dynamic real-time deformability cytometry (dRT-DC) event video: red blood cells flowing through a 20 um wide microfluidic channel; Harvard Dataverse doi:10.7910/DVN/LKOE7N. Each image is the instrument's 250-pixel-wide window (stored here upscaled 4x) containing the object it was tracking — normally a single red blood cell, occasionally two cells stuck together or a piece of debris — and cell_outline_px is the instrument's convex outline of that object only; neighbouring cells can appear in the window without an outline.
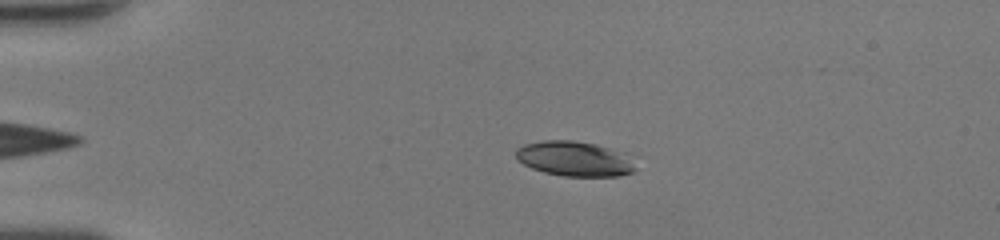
{"species": "human", "species_latin": "Homo sapiens", "temperature_condition": "room temperature", "stored_images_in_passage": 41, "camera_frame_rate_fps": 3000, "um_per_image_px": 0.085, "donor": {"sex": "female"}, "frame": {"image": 1, "passage_image": 9, "time_ms": 2.667, "image_size_px": [1000, 240], "cell_outline_px": [[636, 168], [632, 172], [620, 176], [564, 176], [544, 172], [532, 168], [516, 160], [516, 148], [524, 144], [544, 140], [572, 140], [596, 144], [632, 152]], "centroid_in_image_um": [48.93, 13.48], "position_along_channel_um": 36.1, "area_um2": 25.03}}
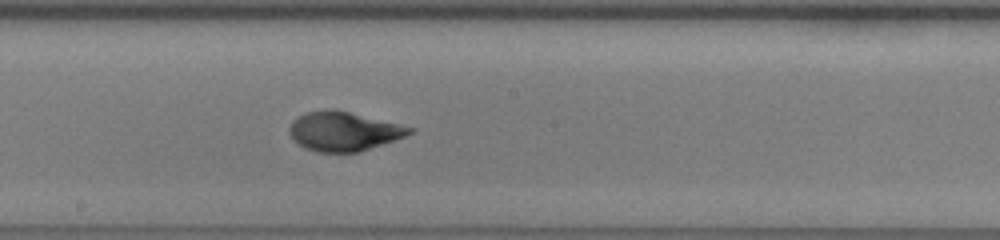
{"frame": {"image": 2, "passage_image": 26, "time_ms": 8.333, "image_size_px": [1000, 240], "cell_outline_px": [[416, 128], [412, 132], [404, 136], [360, 152], [316, 152], [300, 144], [288, 132], [288, 128], [292, 120], [308, 112], [328, 108], [332, 108]], "centroid_in_image_um": [29.2, 11.15], "position_along_channel_um": 219.0, "area_um2": 27.05}}
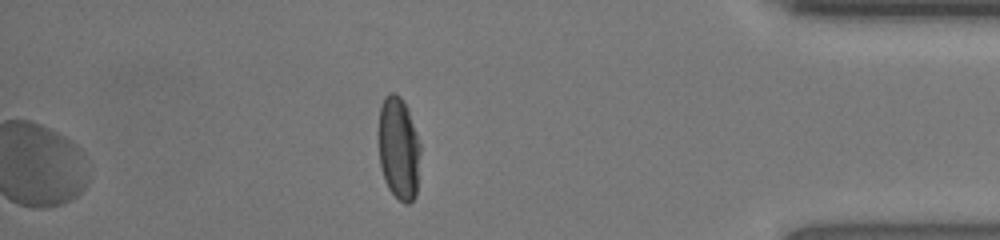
{"frame": {"image": 3, "passage_image": 41, "time_ms": 13.333, "image_size_px": [1000, 240], "cell_outline_px": [[420, 152], [416, 196], [408, 204], [404, 204], [388, 188], [384, 180], [380, 168], [376, 132], [380, 108], [384, 96], [388, 92], [396, 92], [400, 96], [408, 108], [420, 144]], "centroid_in_image_um": [33.84, 12.57], "position_along_channel_um": 401.4, "area_um2": 25.84}, "authors_computed_cell_mechanics": {"area_um2": 26.588, "velocity_mm_per_s": 4.2586, "shape_relaxation_time_tau1_ms": 4.3321, "shape_relaxation_time_tau2_ms": 1.4262, "deformation_change_tau1": 0.1969, "deformation_change_tau2": 0.0666}}